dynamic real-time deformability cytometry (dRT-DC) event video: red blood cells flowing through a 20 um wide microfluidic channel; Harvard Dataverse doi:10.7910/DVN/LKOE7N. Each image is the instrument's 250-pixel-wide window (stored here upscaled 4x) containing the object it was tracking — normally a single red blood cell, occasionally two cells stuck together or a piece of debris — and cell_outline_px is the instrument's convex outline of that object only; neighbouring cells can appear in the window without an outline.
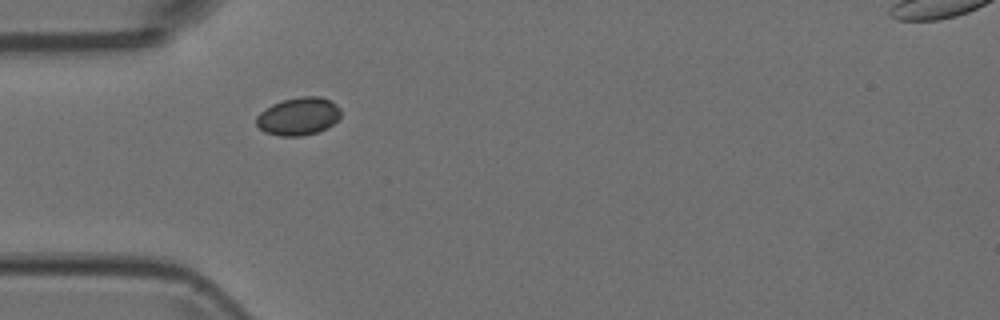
{"species": "Egyptian fruit bat (a non-hibernating species)", "species_latin": "Rousettus aegyptiacus", "temperature_condition": "room temperature", "stored_images_in_passage": 7, "camera_frame_rate_fps": 3000, "um_per_image_px": 0.085, "animal": {"sex": "female"}, "frame": {"image": 1, "passage_image": 6, "time_ms": 1.667, "image_size_px": [1000, 320], "cell_outline_px": [[340, 116], [328, 128], [316, 132], [300, 136], [280, 136], [264, 132], [256, 124], [256, 116], [260, 112], [272, 104], [284, 100], [300, 96], [320, 96], [336, 104], [340, 108]], "centroid_in_image_um": [25.35, 9.89], "position_along_channel_um": 59.6, "area_um2": 18.55}}
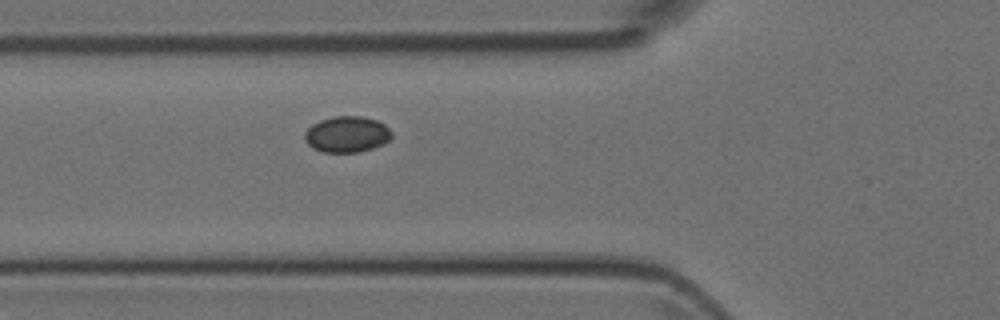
{"frame": {"image": 2, "passage_image": 7, "time_ms": 2.0, "image_size_px": [1000, 320], "cell_outline_px": [[392, 136], [384, 144], [360, 152], [324, 152], [312, 148], [304, 140], [304, 132], [312, 124], [320, 120], [332, 116], [360, 116], [376, 120], [384, 124], [392, 132]], "centroid_in_image_um": [29.47, 11.41], "position_along_channel_um": 96.3, "area_um2": 18.38}}